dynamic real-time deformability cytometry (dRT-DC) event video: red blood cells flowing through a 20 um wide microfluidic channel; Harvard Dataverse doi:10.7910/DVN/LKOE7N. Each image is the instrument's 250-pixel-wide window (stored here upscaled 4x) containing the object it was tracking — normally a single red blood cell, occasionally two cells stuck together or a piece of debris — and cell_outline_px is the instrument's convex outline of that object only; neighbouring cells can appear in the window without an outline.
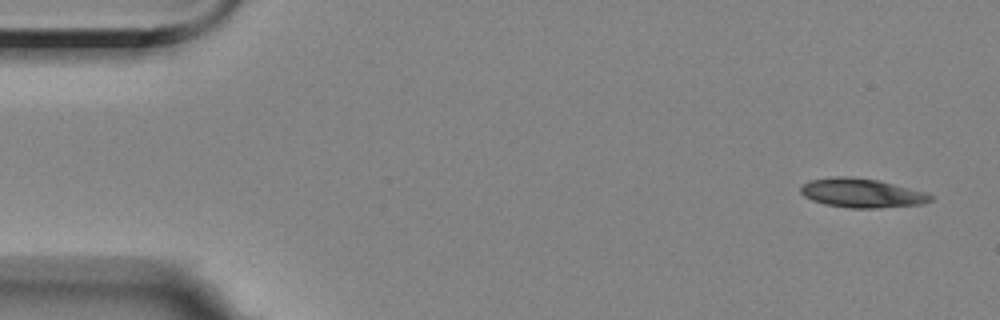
{"species": "Egyptian fruit bat (a non-hibernating species)", "species_latin": "Rousettus aegyptiacus", "temperature_condition": "room temperature", "stored_images_in_passage": 5, "camera_frame_rate_fps": 3000, "um_per_image_px": 0.085, "animal": {"sex": "female"}, "frame": {"image": 1, "passage_image": 1, "time_ms": 0.0, "image_size_px": [1000, 320], "cell_outline_px": [[932, 200], [924, 204], [872, 208], [852, 208], [824, 204], [812, 200], [804, 196], [800, 192], [800, 188], [804, 184], [812, 180], [836, 176], [848, 176], [880, 180], [924, 192], [932, 196]], "centroid_in_image_um": [73.24, 16.4], "position_along_channel_um": 11.8, "area_um2": 21.85}}